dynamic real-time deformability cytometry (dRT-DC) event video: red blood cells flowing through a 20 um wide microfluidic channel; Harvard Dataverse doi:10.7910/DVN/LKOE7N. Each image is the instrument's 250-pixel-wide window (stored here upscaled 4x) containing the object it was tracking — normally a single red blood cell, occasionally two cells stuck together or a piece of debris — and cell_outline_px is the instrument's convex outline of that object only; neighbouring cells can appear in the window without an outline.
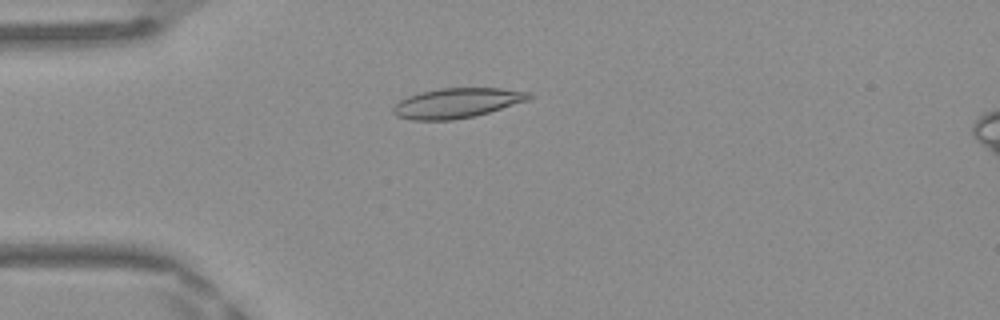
{"species": "Egyptian fruit bat (a non-hibernating species)", "species_latin": "Rousettus aegyptiacus", "temperature_condition": "warm", "stored_images_in_passage": 48, "camera_frame_rate_fps": 3000, "um_per_image_px": 0.085, "frame": {"image": 1, "passage_image": 13, "time_ms": 4.0, "image_size_px": [1000, 320], "cell_outline_px": [[536, 96], [528, 100], [488, 112], [472, 116], [452, 120], [412, 120], [396, 116], [392, 112], [392, 108], [400, 100], [408, 96], [420, 92], [440, 88], [500, 88], [532, 92]], "centroid_in_image_um": [38.85, 8.75], "position_along_channel_um": 46.2, "area_um2": 23.64}}
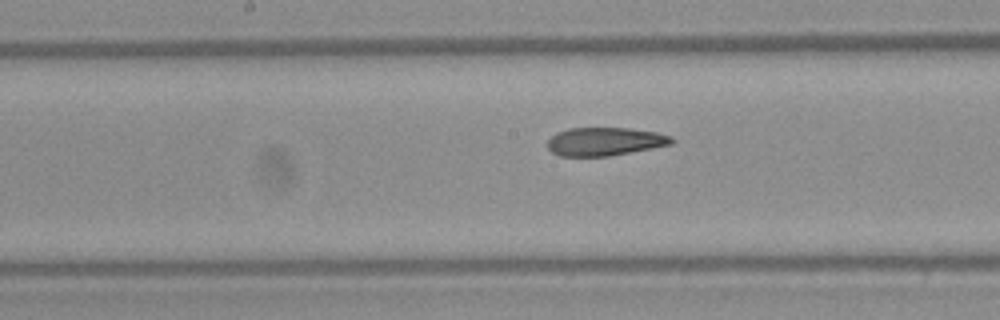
{"frame": {"image": 2, "passage_image": 25, "time_ms": 8.0, "image_size_px": [1000, 320], "cell_outline_px": [[676, 140], [672, 144], [652, 148], [608, 156], [560, 156], [552, 152], [548, 148], [548, 140], [556, 132], [568, 128], [628, 128], [656, 132], [672, 136]], "centroid_in_image_um": [51.42, 12.02], "position_along_channel_um": 196.8, "area_um2": 20.46}}
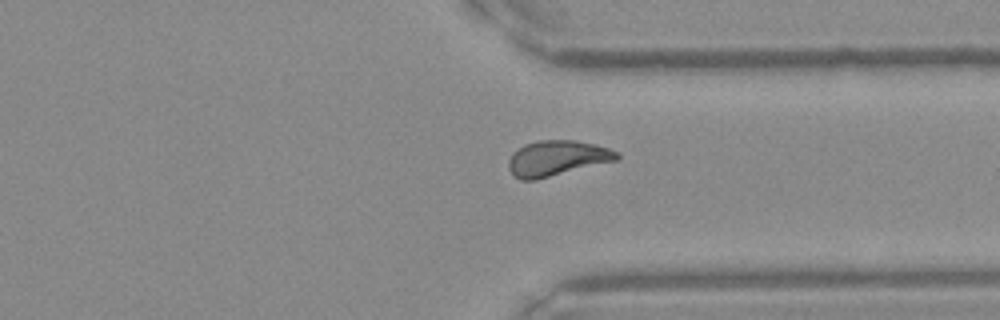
{"frame": {"image": 3, "passage_image": 37, "time_ms": 12.0, "image_size_px": [1000, 320], "cell_outline_px": [[620, 160], [536, 180], [520, 180], [508, 168], [508, 160], [512, 152], [524, 144], [536, 140], [572, 140], [592, 144], [608, 148], [620, 152]], "centroid_in_image_um": [47.36, 13.45], "position_along_channel_um": 364.0, "area_um2": 22.6}, "authors_computed_cell_mechanics": {"area_um2": 22.1085, "velocity_mm_per_s": 4.1836, "shape_relaxation_time_tau1_ms": null, "shape_relaxation_time_tau2_ms": 3.949, "deformation_change_tau1": null, "deformation_change_tau2": 0.0812}}